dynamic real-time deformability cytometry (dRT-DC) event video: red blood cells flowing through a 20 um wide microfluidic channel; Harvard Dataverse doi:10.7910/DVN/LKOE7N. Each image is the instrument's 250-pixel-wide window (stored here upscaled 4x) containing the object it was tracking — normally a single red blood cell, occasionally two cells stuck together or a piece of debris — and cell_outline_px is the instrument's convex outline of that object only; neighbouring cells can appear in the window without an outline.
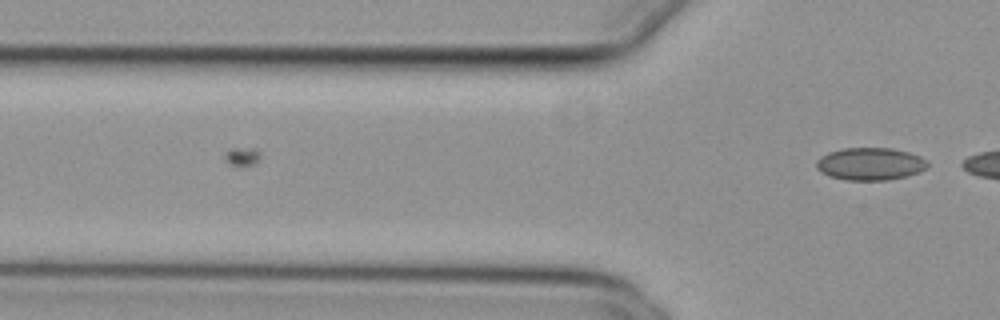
{"species": "common noctule bat (a hibernating species)", "species_latin": "Nyctalus noctula", "temperature_condition": "cold", "stored_images_in_passage": 12, "camera_frame_rate_fps": 3000, "um_per_image_px": 0.085, "animal": {"sex": "female", "body_mass_g": 29.2, "forearm_length_mm": 56.3}, "frame": {"image": 1, "passage_image": 12, "time_ms": 3.667, "image_size_px": [1000, 320], "cell_outline_px": [[928, 164], [920, 172], [888, 180], [848, 180], [828, 176], [820, 172], [816, 168], [816, 160], [820, 156], [828, 152], [840, 148], [892, 148], [908, 152], [920, 156], [928, 160]], "centroid_in_image_um": [73.93, 13.92], "position_along_channel_um": 51.9, "area_um2": 21.21}}